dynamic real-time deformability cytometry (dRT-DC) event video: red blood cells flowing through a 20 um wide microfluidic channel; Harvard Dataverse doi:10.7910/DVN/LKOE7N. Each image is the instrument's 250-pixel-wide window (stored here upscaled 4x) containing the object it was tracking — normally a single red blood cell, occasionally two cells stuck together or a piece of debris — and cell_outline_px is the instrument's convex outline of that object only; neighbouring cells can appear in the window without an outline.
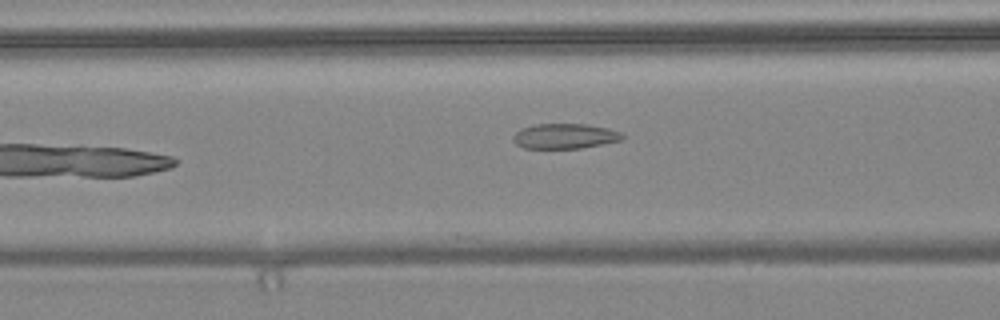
{"species": "common noctule bat (a hibernating species)", "species_latin": "Nyctalus noctula", "temperature_condition": "warm", "stored_images_in_passage": 6, "camera_frame_rate_fps": 3000, "um_per_image_px": 0.085, "animal": {"sex": "female", "body_mass_g": 24.6, "forearm_length_mm": 56.2}, "frame": {"image": 1, "passage_image": 5, "time_ms": 1.333, "image_size_px": [1000, 320], "cell_outline_px": [[624, 140], [580, 148], [524, 148], [516, 144], [512, 140], [512, 136], [520, 128], [536, 124], [588, 124], [608, 128], [620, 132], [624, 136]], "centroid_in_image_um": [48.0, 11.57], "position_along_channel_um": 118.6, "area_um2": 16.07}}
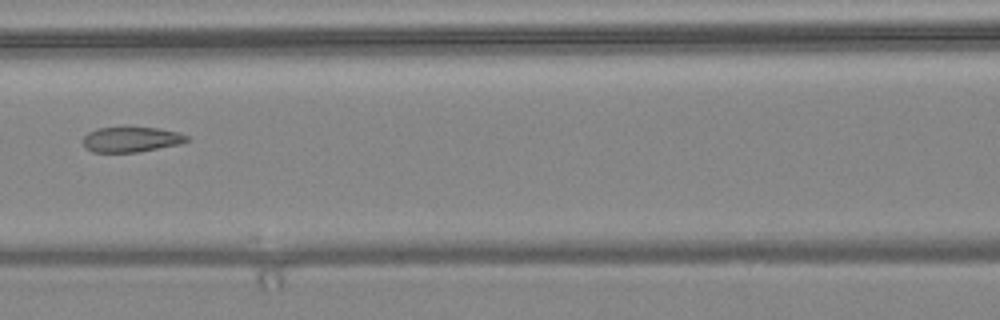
{"frame": {"image": 2, "passage_image": 6, "time_ms": 1.667, "image_size_px": [1000, 320], "cell_outline_px": [[188, 140], [180, 144], [136, 152], [92, 152], [84, 148], [84, 136], [88, 132], [96, 128], [124, 124], [160, 128], [176, 132], [188, 136]], "centroid_in_image_um": [11.1, 11.8], "position_along_channel_um": 155.5, "area_um2": 15.95}}